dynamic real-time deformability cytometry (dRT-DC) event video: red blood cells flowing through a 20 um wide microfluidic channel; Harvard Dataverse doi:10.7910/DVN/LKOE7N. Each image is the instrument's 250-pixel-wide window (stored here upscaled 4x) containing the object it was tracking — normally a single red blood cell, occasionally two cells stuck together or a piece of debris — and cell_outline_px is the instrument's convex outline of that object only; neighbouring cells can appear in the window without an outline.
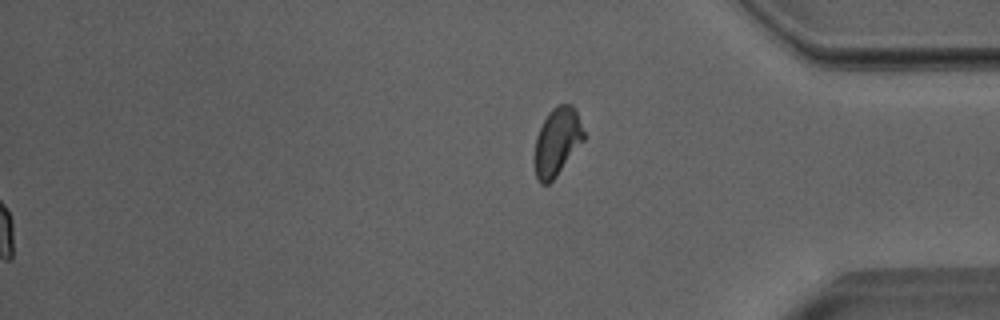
{"species": "Egyptian fruit bat (a non-hibernating species)", "species_latin": "Rousettus aegyptiacus", "temperature_condition": "room temperature", "stored_images_in_passage": 53, "segment_of_instrument_passage": [2, 2], "camera_frame_rate_fps": 3000, "um_per_image_px": 0.085, "animal": {"sex": "male"}, "frame": {"image": 1, "passage_image": 53, "time_ms": 17.333, "image_size_px": [1000, 320], "cell_outline_px": [[584, 140], [556, 176], [548, 184], [540, 184], [536, 180], [532, 160], [536, 136], [548, 112], [556, 104], [572, 104], [576, 108], [584, 132]], "centroid_in_image_um": [47.31, 12.05], "position_along_channel_um": 387.9, "area_um2": 19.88}}